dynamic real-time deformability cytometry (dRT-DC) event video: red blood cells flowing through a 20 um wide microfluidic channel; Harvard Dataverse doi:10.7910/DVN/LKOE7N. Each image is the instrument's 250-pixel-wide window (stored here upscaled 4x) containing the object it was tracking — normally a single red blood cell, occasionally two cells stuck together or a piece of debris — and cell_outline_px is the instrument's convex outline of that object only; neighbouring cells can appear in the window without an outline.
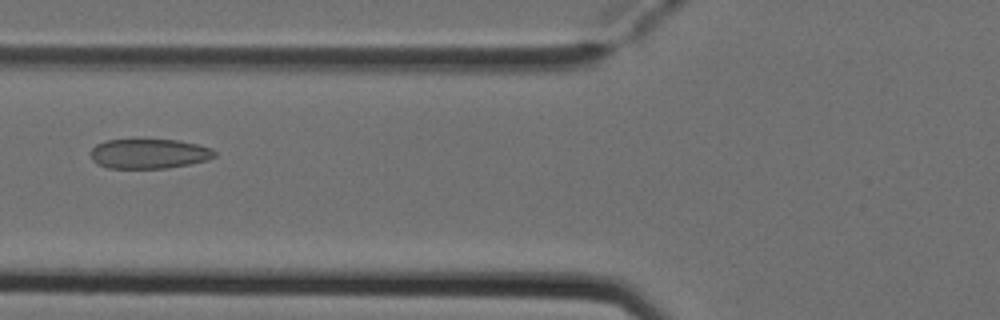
{"species": "Egyptian fruit bat (a non-hibernating species)", "species_latin": "Rousettus aegyptiacus", "temperature_condition": "cold", "stored_images_in_passage": 3, "camera_frame_rate_fps": 3000, "um_per_image_px": 0.085, "animal": {"sex": "female"}, "frame": {"image": 1, "passage_image": 2, "time_ms": 0.333, "image_size_px": [1000, 320], "cell_outline_px": [[216, 156], [208, 160], [168, 168], [108, 168], [96, 164], [92, 160], [88, 152], [96, 144], [104, 140], [136, 136], [176, 140], [200, 144], [212, 148], [216, 152]], "centroid_in_image_um": [12.61, 13.01], "position_along_channel_um": 113.2, "area_um2": 22.77}}
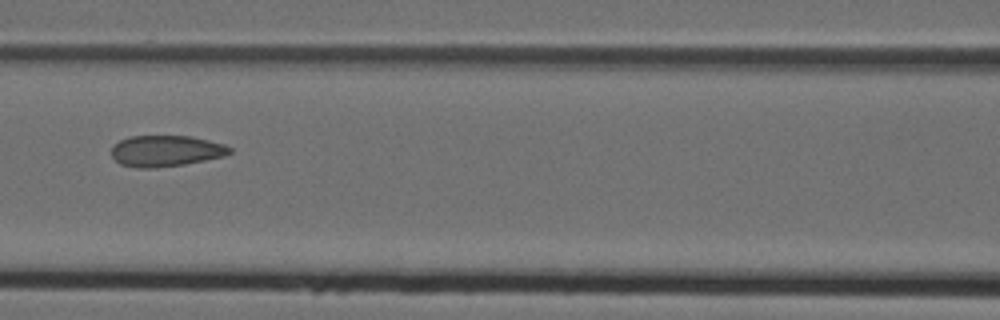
{"frame": {"image": 2, "passage_image": 3, "time_ms": 0.667, "image_size_px": [1000, 320], "cell_outline_px": [[232, 152], [224, 156], [184, 164], [156, 168], [136, 168], [120, 164], [112, 156], [112, 144], [128, 136], [192, 136], [224, 144], [232, 148]], "centroid_in_image_um": [14.08, 12.82], "position_along_channel_um": 152.5, "area_um2": 21.56}}